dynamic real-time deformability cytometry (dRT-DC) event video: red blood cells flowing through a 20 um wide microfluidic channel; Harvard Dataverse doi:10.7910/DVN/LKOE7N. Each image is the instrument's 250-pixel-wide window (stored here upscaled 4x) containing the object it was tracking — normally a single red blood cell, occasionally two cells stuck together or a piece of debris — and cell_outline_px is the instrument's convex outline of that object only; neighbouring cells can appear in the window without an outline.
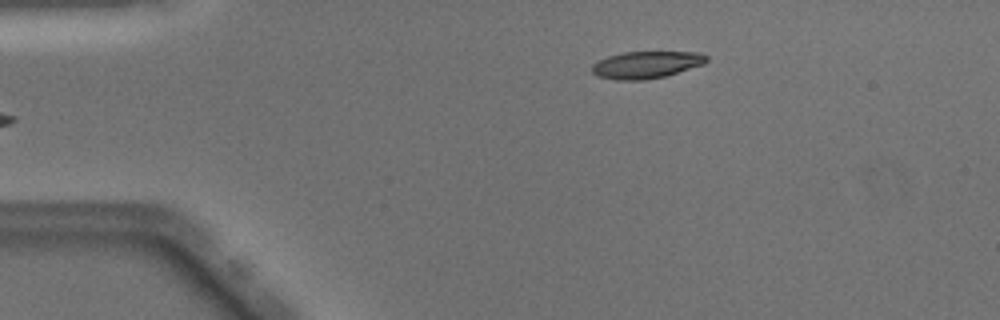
{"species": "Egyptian fruit bat (a non-hibernating species)", "species_latin": "Rousettus aegyptiacus", "temperature_condition": "warm", "stored_images_in_passage": 41, "camera_frame_rate_fps": 3000, "um_per_image_px": 0.085, "animal": {"sex": "male"}, "frame": {"image": 1, "passage_image": 1, "time_ms": 0.0, "image_size_px": [1000, 320], "cell_outline_px": [[708, 60], [704, 64], [664, 76], [644, 80], [616, 80], [596, 76], [592, 72], [592, 64], [608, 56], [624, 52], [700, 52], [708, 56]], "centroid_in_image_um": [54.93, 5.5], "position_along_channel_um": 30.1, "area_um2": 18.03}}
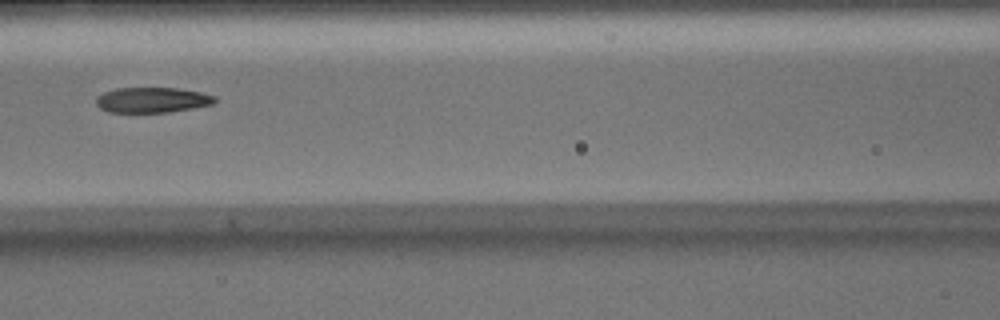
{"frame": {"image": 2, "passage_image": 14, "time_ms": 4.333, "image_size_px": [1000, 320], "cell_outline_px": [[220, 100], [212, 104], [192, 108], [168, 112], [108, 112], [100, 108], [96, 104], [96, 96], [104, 92], [116, 88], [180, 88], [200, 92], [216, 96]], "centroid_in_image_um": [12.95, 8.49], "position_along_channel_um": 153.6, "area_um2": 17.63}}
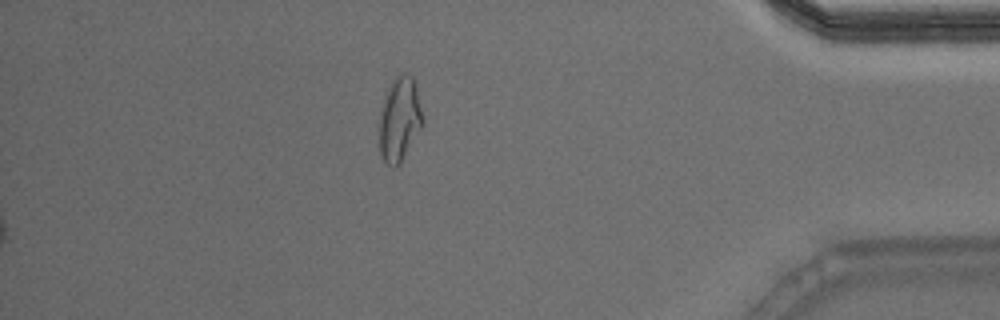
{"frame": {"image": 3, "passage_image": 35, "time_ms": 11.333, "image_size_px": [1000, 320], "cell_outline_px": [[424, 124], [400, 164], [392, 168], [384, 160], [380, 152], [380, 112], [384, 96], [392, 80], [396, 76], [404, 72], [412, 76], [416, 84], [424, 120]], "centroid_in_image_um": [33.99, 10.12], "position_along_channel_um": 401.2, "area_um2": 21.44}, "authors_computed_cell_mechanics": {"area_um2": 19.074, "velocity_mm_per_s": 4.0824, "shape_relaxation_time_tau1_ms": null, "shape_relaxation_time_tau2_ms": 2.7041, "deformation_change_tau1": null, "deformation_change_tau2": 0.1052}}